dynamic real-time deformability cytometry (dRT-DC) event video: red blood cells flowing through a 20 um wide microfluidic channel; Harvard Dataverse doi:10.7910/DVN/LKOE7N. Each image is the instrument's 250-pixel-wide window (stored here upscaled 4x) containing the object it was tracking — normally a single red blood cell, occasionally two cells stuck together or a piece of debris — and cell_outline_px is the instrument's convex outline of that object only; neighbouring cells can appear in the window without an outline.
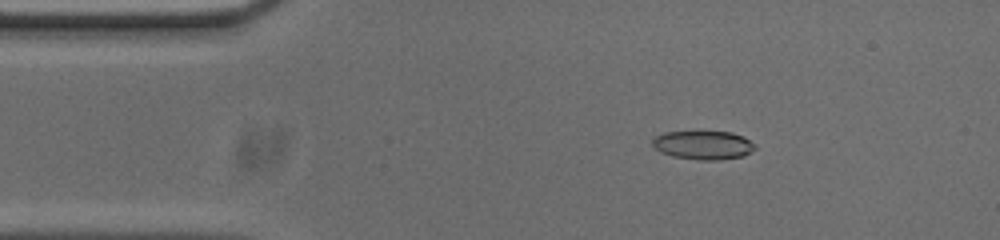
{"species": "common noctule bat (a hibernating species)", "species_latin": "Nyctalus noctula", "temperature_condition": "cold", "stored_images_in_passage": 53, "camera_frame_rate_fps": 3000, "um_per_image_px": 0.085, "animal": {"sex": "male", "body_mass_g": 20.0, "forearm_length_mm": 53.3}, "frame": {"image": 1, "passage_image": 8, "time_ms": 2.333, "image_size_px": [1000, 240], "cell_outline_px": [[756, 148], [740, 156], [720, 160], [700, 160], [672, 156], [660, 152], [652, 144], [652, 140], [656, 136], [664, 132], [732, 132], [744, 136], [756, 144]], "centroid_in_image_um": [59.78, 12.33], "position_along_channel_um": 25.2, "area_um2": 17.05}}
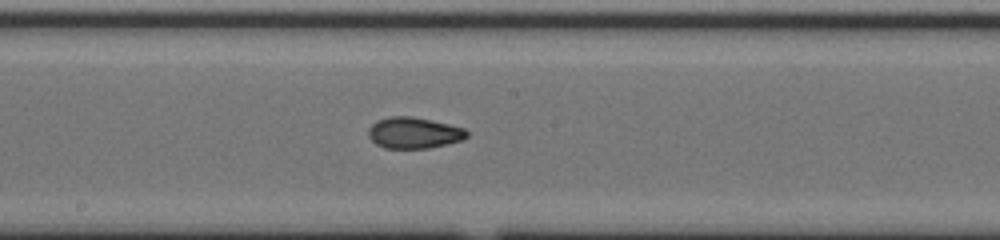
{"frame": {"image": 2, "passage_image": 27, "time_ms": 8.667, "image_size_px": [1000, 240], "cell_outline_px": [[468, 136], [464, 140], [428, 148], [384, 148], [376, 144], [368, 136], [368, 128], [376, 120], [392, 116], [412, 116], [432, 120], [464, 128], [468, 132]], "centroid_in_image_um": [35.17, 11.29], "position_along_channel_um": 213.0, "area_um2": 17.98}}
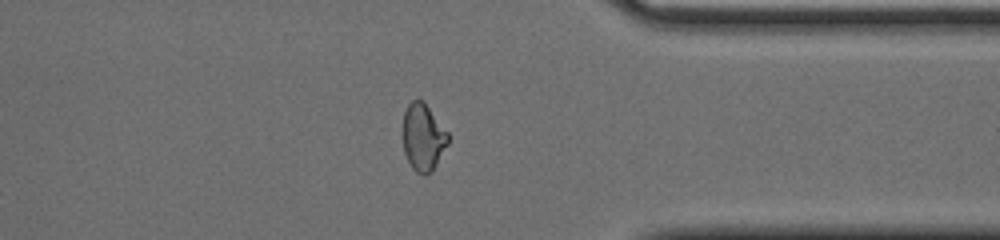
{"frame": {"image": 3, "passage_image": 41, "time_ms": 13.333, "image_size_px": [1000, 240], "cell_outline_px": [[448, 144], [432, 172], [424, 176], [416, 172], [412, 168], [404, 152], [400, 132], [404, 112], [408, 104], [412, 100], [424, 100], [448, 132]], "centroid_in_image_um": [35.93, 11.66], "position_along_channel_um": 375.5, "area_um2": 18.26}, "authors_computed_cell_mechanics": {"area_um2": 17.629, "velocity_mm_per_s": 3.7231, "shape_relaxation_time_tau1_ms": 11.1656, "shape_relaxation_time_tau2_ms": 1.1187, "deformation_change_tau1": 0.2664, "deformation_change_tau2": 0.0659}}